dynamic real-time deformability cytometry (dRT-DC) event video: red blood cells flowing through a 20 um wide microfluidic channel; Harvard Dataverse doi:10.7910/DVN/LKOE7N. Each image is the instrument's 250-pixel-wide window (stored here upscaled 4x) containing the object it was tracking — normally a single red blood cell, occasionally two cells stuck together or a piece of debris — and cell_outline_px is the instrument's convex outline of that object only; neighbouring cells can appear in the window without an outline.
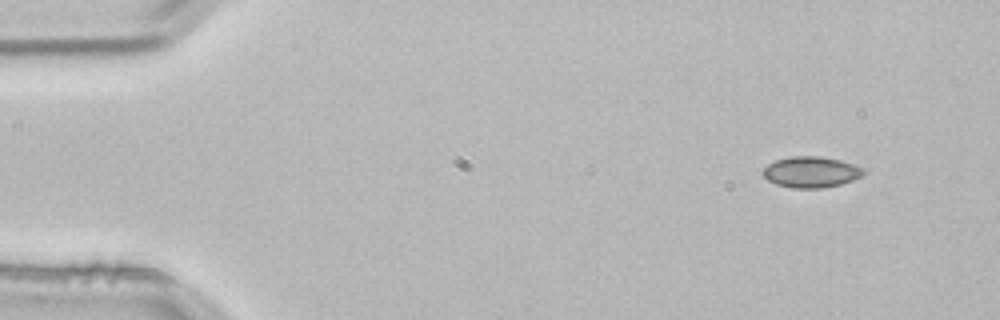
{"species": "common noctule bat (a hibernating species)", "species_latin": "Nyctalus noctula", "temperature_condition": "room temperature", "stored_images_in_passage": 3, "camera_frame_rate_fps": 3000, "um_per_image_px": 0.085, "animal": {"sex": "male", "body_mass_g": 21.5, "forearm_length_mm": 52.0}, "frame": {"image": 1, "passage_image": 1, "time_ms": 0.0, "image_size_px": [1000, 320], "cell_outline_px": [[868, 172], [864, 176], [840, 184], [820, 188], [792, 188], [776, 184], [768, 180], [760, 172], [768, 164], [776, 160], [792, 156], [820, 156], [840, 160], [864, 168]], "centroid_in_image_um": [68.96, 14.62], "position_along_channel_um": 16.0, "area_um2": 18.26}}
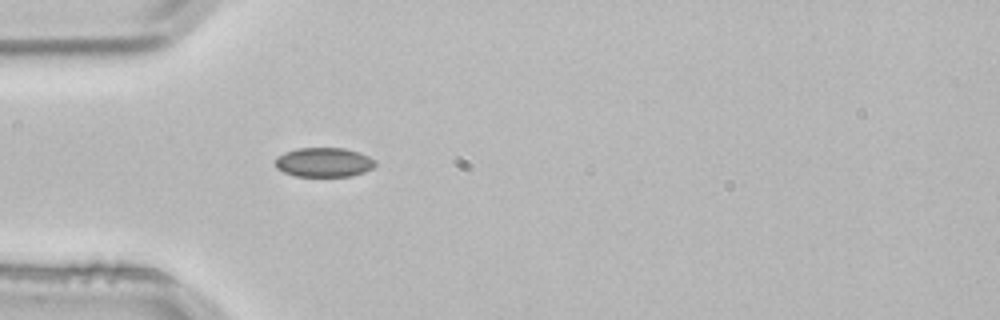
{"frame": {"image": 2, "passage_image": 3, "time_ms": 0.667, "image_size_px": [1000, 320], "cell_outline_px": [[376, 164], [372, 168], [364, 172], [352, 176], [296, 176], [284, 172], [276, 168], [276, 156], [284, 152], [296, 148], [344, 148], [360, 152], [376, 160]], "centroid_in_image_um": [27.53, 13.79], "position_along_channel_um": 57.5, "area_um2": 17.22}}